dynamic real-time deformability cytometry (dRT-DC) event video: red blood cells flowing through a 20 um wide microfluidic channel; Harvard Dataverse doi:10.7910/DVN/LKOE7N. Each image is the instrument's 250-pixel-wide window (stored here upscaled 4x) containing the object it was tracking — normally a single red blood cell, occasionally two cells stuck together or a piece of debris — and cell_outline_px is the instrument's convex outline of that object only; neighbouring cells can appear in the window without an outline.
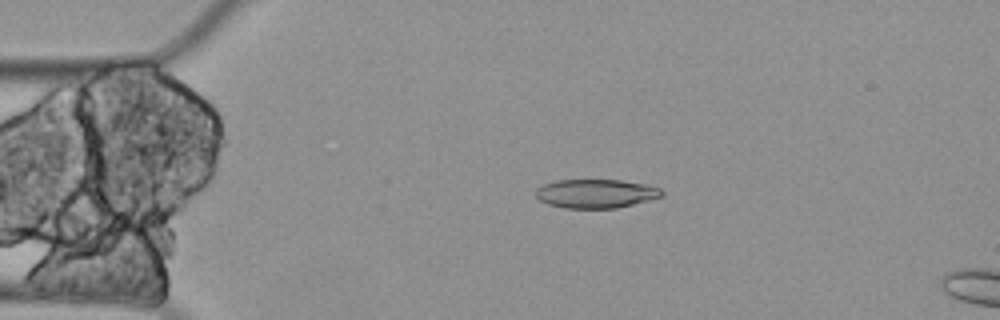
{"species": "Egyptian fruit bat (a non-hibernating species)", "species_latin": "Rousettus aegyptiacus", "temperature_condition": "cold", "stored_images_in_passage": 5, "camera_frame_rate_fps": 3000, "um_per_image_px": 0.085, "animal": {"sex": "female"}, "frame": {"image": 1, "passage_image": 4, "time_ms": 1.0, "image_size_px": [1000, 320], "cell_outline_px": [[664, 196], [616, 208], [564, 208], [548, 204], [540, 200], [536, 196], [536, 188], [544, 184], [556, 180], [620, 180], [644, 184], [660, 188], [664, 192]], "centroid_in_image_um": [50.64, 16.45], "position_along_channel_um": 34.4, "area_um2": 21.1}}